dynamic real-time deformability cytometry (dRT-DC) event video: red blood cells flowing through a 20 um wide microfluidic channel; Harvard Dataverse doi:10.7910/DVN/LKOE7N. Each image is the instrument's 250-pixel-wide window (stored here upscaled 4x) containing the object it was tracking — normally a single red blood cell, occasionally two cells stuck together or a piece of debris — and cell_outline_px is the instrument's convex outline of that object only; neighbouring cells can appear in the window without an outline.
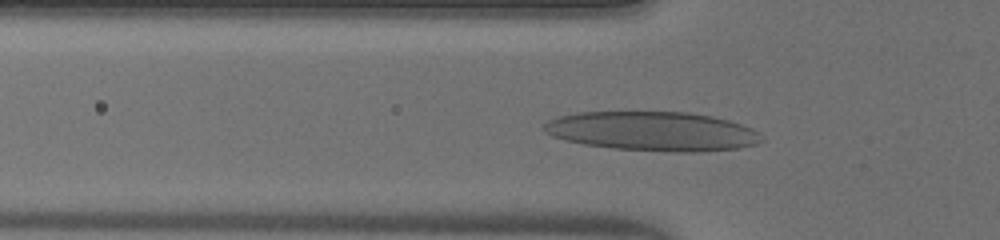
{"species": "human", "species_latin": "Homo sapiens", "temperature_condition": "warm", "stored_images_in_passage": 37, "camera_frame_rate_fps": 3000, "um_per_image_px": 0.085, "donor": {"sex": "male"}, "frame": {"image": 1, "passage_image": 10, "time_ms": 3.0, "image_size_px": [1000, 240], "cell_outline_px": [[764, 140], [756, 144], [740, 148], [692, 152], [672, 152], [616, 148], [584, 144], [564, 140], [552, 136], [544, 132], [544, 124], [548, 120], [556, 116], [576, 112], [688, 112], [712, 116], [728, 120], [752, 128]], "centroid_in_image_um": [55.44, 11.15], "position_along_channel_um": 70.4, "area_um2": 49.77}}
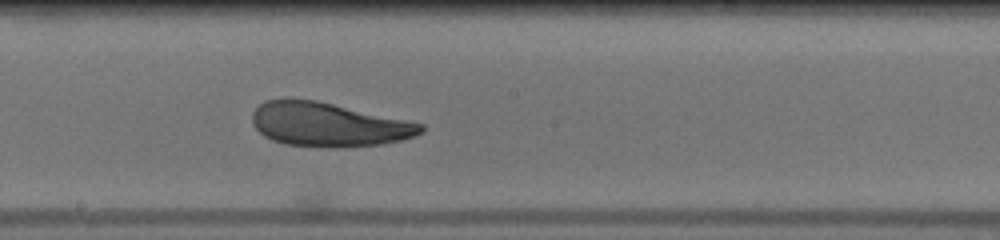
{"frame": {"image": 2, "passage_image": 21, "time_ms": 6.667, "image_size_px": [1000, 240], "cell_outline_px": [[424, 132], [416, 136], [404, 140], [380, 144], [340, 148], [328, 148], [288, 144], [272, 140], [264, 136], [252, 124], [252, 112], [264, 100], [284, 96], [288, 96], [316, 100], [424, 124]], "centroid_in_image_um": [27.88, 10.57], "position_along_channel_um": 220.3, "area_um2": 43.87}}
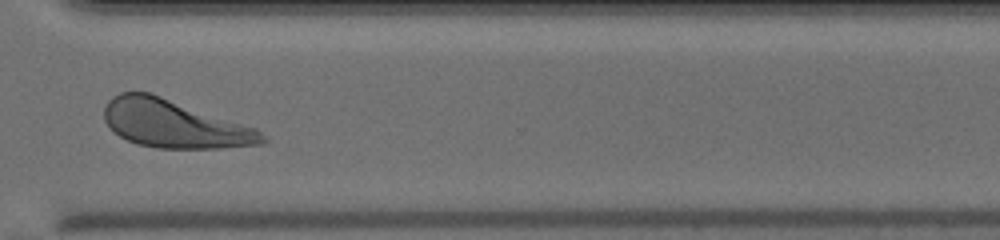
{"frame": {"image": 3, "passage_image": 31, "time_ms": 10.0, "image_size_px": [1000, 240], "cell_outline_px": [[268, 140], [264, 144], [220, 148], [156, 148], [136, 144], [112, 132], [104, 120], [104, 108], [108, 100], [112, 96], [120, 92], [148, 92], [256, 128], [268, 136]], "centroid_in_image_um": [14.8, 10.54], "position_along_channel_um": 355.8, "area_um2": 44.1}, "authors_computed_cell_mechanics": {"area_um2": 44.6216, "velocity_mm_per_s": 4.0756, "shape_relaxation_time_tau1_ms": 3.9698, "shape_relaxation_time_tau2_ms": 1.7174, "deformation_change_tau1": 0.1792, "deformation_change_tau2": 0.0905}}